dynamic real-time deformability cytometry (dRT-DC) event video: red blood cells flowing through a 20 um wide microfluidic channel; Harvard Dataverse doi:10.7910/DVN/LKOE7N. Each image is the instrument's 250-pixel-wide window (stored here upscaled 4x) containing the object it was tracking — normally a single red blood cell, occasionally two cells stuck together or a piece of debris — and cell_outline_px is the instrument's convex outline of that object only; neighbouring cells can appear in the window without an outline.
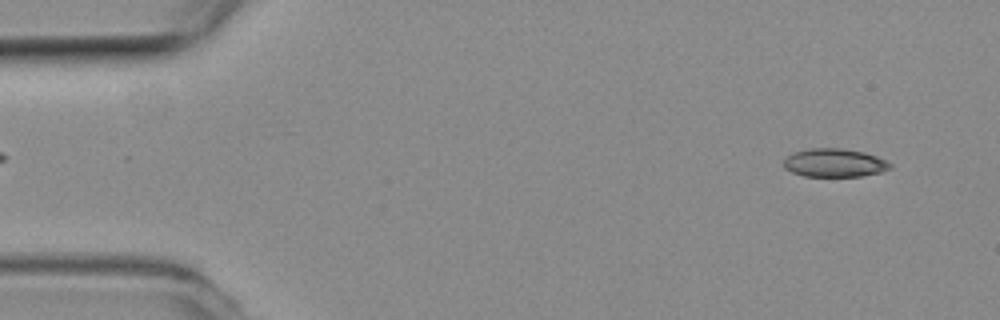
{"species": "common noctule bat (a hibernating species)", "species_latin": "Nyctalus noctula", "temperature_condition": "room temperature", "stored_images_in_passage": 54, "camera_frame_rate_fps": 3000, "um_per_image_px": 0.085, "animal": {"sex": "female", "body_mass_g": 19.3, "forearm_length_mm": 54.1}, "frame": {"image": 1, "passage_image": 4, "time_ms": 1.0, "image_size_px": [1000, 320], "cell_outline_px": [[892, 168], [880, 172], [860, 176], [804, 176], [792, 172], [784, 168], [784, 160], [792, 152], [812, 148], [840, 148], [864, 152], [876, 156], [892, 164]], "centroid_in_image_um": [70.92, 13.84], "position_along_channel_um": 14.1, "area_um2": 17.51}}
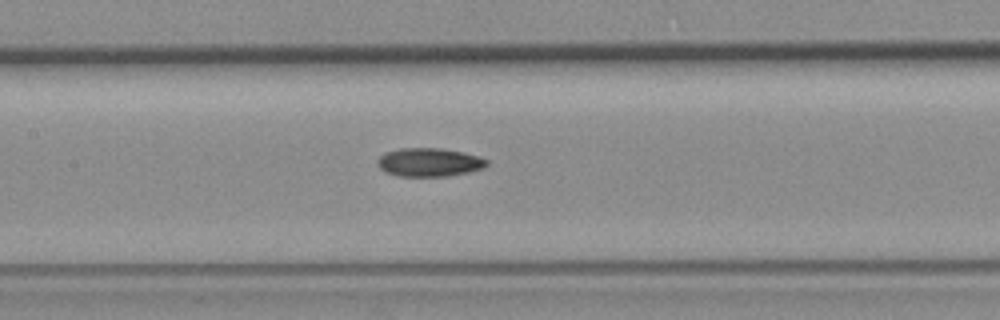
{"frame": {"image": 2, "passage_image": 25, "time_ms": 8.0, "image_size_px": [1000, 320], "cell_outline_px": [[488, 164], [484, 168], [468, 172], [448, 176], [396, 176], [384, 172], [380, 168], [376, 160], [380, 156], [388, 152], [400, 148], [440, 148], [480, 156], [488, 160]], "centroid_in_image_um": [36.48, 13.8], "position_along_channel_um": 170.9, "area_um2": 18.15}}
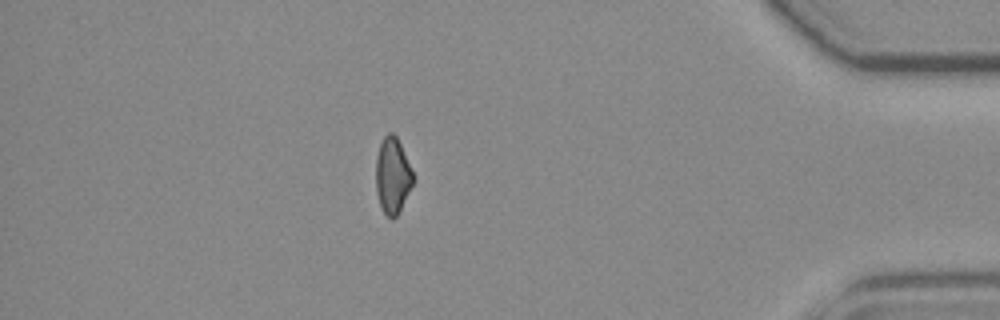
{"frame": {"image": 3, "passage_image": 47, "time_ms": 15.333, "image_size_px": [1000, 320], "cell_outline_px": [[412, 184], [400, 212], [392, 220], [380, 208], [376, 192], [376, 156], [380, 144], [384, 136], [388, 132], [392, 132], [396, 136], [400, 144], [412, 172]], "centroid_in_image_um": [33.33, 14.95], "position_along_channel_um": 401.9, "area_um2": 16.3}}